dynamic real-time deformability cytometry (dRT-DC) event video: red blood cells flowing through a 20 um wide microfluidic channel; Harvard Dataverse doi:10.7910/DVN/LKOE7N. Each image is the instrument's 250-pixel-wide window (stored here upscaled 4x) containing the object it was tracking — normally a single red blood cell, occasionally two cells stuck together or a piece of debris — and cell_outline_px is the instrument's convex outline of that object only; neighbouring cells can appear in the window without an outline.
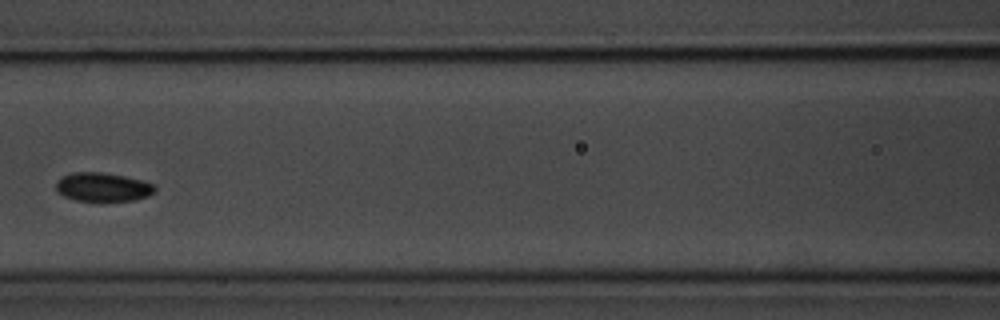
{"species": "common noctule bat (a hibernating species)", "species_latin": "Nyctalus noctula", "temperature_condition": "room temperature", "stored_images_in_passage": 8, "camera_frame_rate_fps": 3000, "um_per_image_px": 0.085, "animal": {"sex": "male", "body_mass_g": 20.1, "forearm_length_mm": 53.5}, "frame": {"image": 1, "passage_image": 5, "time_ms": 4.667, "image_size_px": [1000, 320], "cell_outline_px": [[156, 192], [148, 196], [136, 200], [104, 204], [96, 204], [76, 200], [64, 196], [56, 192], [56, 180], [60, 176], [72, 172], [100, 172], [124, 176], [140, 180], [152, 184], [156, 188]], "centroid_in_image_um": [8.7, 15.95], "position_along_channel_um": 157.9, "area_um2": 17.51}}
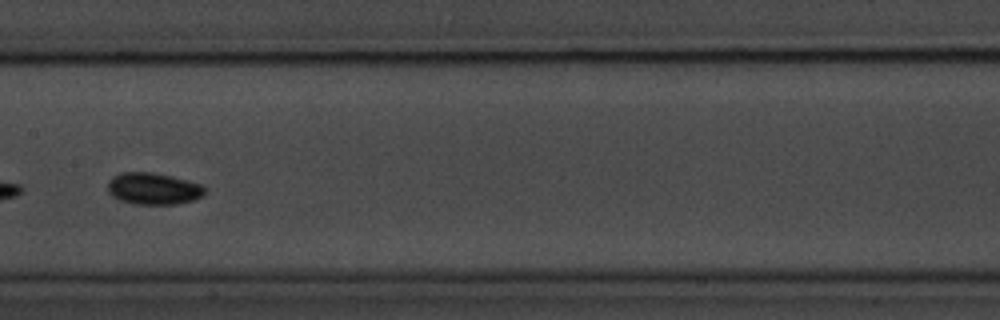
{"frame": {"image": 2, "passage_image": 6, "time_ms": 5.667, "image_size_px": [1000, 320], "cell_outline_px": [[204, 196], [192, 200], [176, 204], [136, 204], [120, 200], [112, 196], [108, 192], [108, 180], [112, 176], [120, 172], [152, 172], [172, 176], [200, 184], [204, 188]], "centroid_in_image_um": [13.0, 16.03], "position_along_channel_um": 194.4, "area_um2": 17.98}}
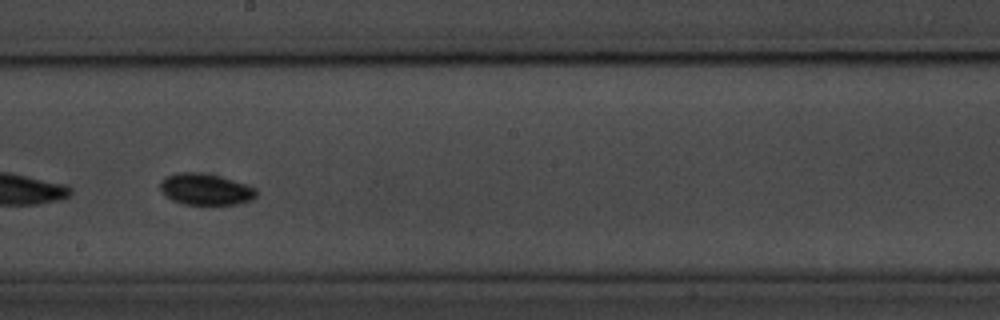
{"frame": {"image": 3, "passage_image": 7, "time_ms": 6.667, "image_size_px": [1000, 320], "cell_outline_px": [[256, 196], [252, 200], [240, 204], [180, 204], [164, 196], [160, 192], [160, 180], [164, 176], [176, 172], [196, 172], [216, 176], [232, 180], [256, 188]], "centroid_in_image_um": [17.4, 16.1], "position_along_channel_um": 230.8, "area_um2": 17.69}}